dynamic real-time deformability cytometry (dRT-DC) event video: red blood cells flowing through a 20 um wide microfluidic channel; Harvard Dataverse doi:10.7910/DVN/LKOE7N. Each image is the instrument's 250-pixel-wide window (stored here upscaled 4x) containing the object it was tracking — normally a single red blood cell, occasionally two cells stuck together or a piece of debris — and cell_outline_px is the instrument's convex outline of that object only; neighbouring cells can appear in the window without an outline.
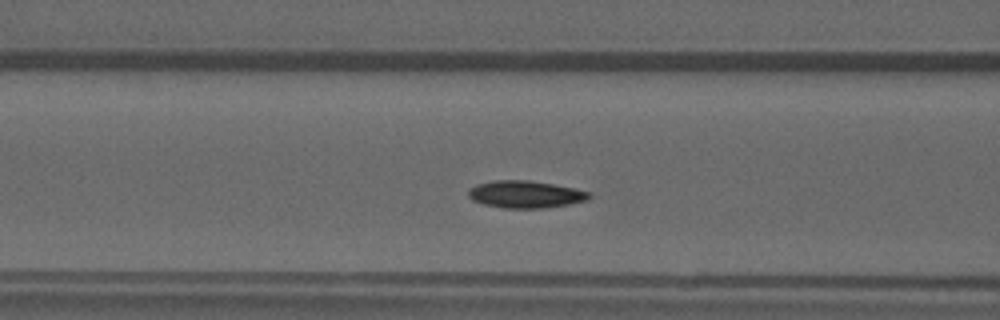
{"species": "common noctule bat (a hibernating species)", "species_latin": "Nyctalus noctula", "temperature_condition": "warm", "stored_images_in_passage": 5, "segment_of_instrument_passage": [2, 2], "camera_frame_rate_fps": 3000, "um_per_image_px": 0.085, "animal": {"sex": "male", "forearm_length_mm": 52.5}, "frame": {"image": 1, "passage_image": 5, "time_ms": 5.667, "image_size_px": [1000, 320], "cell_outline_px": [[592, 196], [588, 200], [568, 204], [544, 208], [504, 208], [484, 204], [472, 200], [468, 196], [468, 188], [476, 184], [492, 180], [528, 180], [576, 188], [592, 192]], "centroid_in_image_um": [44.67, 16.51], "position_along_channel_um": 121.9, "area_um2": 19.36}}